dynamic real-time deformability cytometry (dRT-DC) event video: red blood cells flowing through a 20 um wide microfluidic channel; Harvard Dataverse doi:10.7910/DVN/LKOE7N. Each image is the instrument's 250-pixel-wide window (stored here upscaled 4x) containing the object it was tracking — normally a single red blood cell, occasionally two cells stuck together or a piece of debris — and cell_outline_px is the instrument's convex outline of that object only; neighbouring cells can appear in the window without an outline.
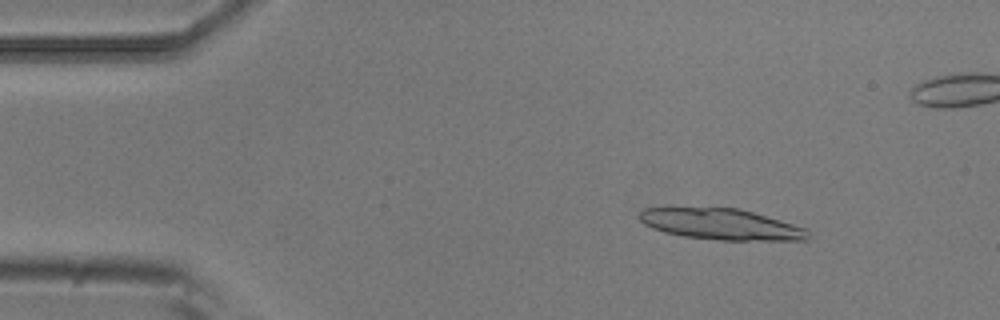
{"species": "common noctule bat (a hibernating species)", "species_latin": "Nyctalus noctula", "temperature_condition": "room temperature", "stored_images_in_passage": 5, "camera_frame_rate_fps": 3000, "um_per_image_px": 0.085, "animal": {"sex": "male", "body_mass_g": 20.5, "forearm_length_mm": 52.5}, "frame": {"image": 1, "passage_image": 2, "time_ms": 0.333, "image_size_px": [1000, 320], "cell_outline_px": [[808, 240], [720, 240], [684, 236], [664, 232], [652, 228], [644, 224], [640, 220], [640, 212], [644, 208], [664, 204], [668, 204], [740, 208], [780, 220], [804, 228], [808, 232]], "centroid_in_image_um": [61.13, 18.99], "position_along_channel_um": 23.9, "area_um2": 31.5}}